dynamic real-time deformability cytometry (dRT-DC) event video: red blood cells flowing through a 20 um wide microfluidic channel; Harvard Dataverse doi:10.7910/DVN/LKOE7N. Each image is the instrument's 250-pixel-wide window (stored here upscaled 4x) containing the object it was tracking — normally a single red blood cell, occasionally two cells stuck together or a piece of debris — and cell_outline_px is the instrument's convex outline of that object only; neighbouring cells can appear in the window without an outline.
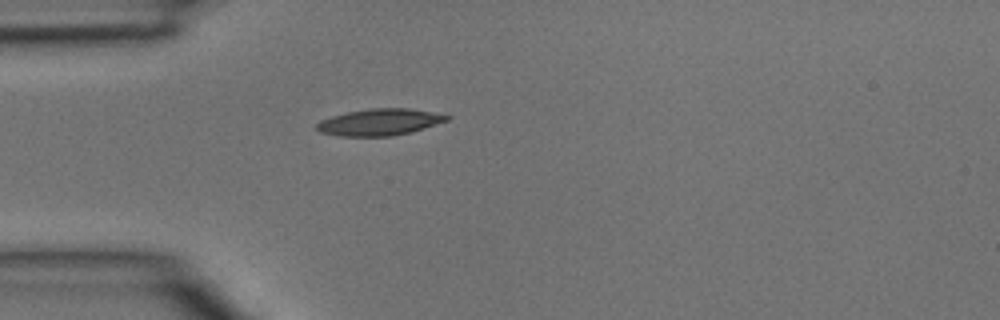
{"species": "common noctule bat (a hibernating species)", "species_latin": "Nyctalus noctula", "temperature_condition": "room temperature", "stored_images_in_passage": 1, "camera_frame_rate_fps": 3000, "um_per_image_px": 0.085, "animal": {"sex": "male", "body_mass_g": 15.6}, "frame": {"image": 1, "passage_image": 1, "time_ms": 0.0, "image_size_px": [1000, 320], "cell_outline_px": [[452, 116], [448, 120], [412, 132], [392, 136], [340, 136], [320, 132], [316, 128], [316, 124], [320, 120], [332, 116], [348, 112], [372, 108], [408, 108], [432, 112]], "centroid_in_image_um": [32.27, 10.38], "position_along_channel_um": 52.7, "area_um2": 20.11}}